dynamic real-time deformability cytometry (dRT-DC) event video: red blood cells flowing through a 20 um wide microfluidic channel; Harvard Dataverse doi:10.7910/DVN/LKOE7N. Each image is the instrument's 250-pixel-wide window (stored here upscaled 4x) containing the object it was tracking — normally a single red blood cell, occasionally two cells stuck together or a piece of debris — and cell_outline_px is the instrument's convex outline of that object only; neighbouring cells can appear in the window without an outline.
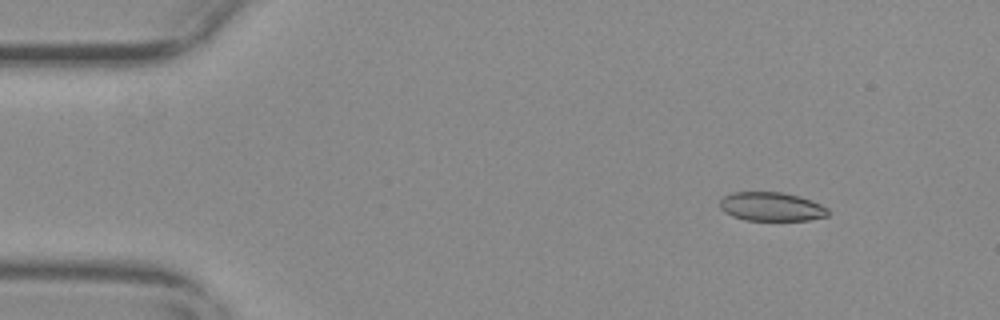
{"species": "common noctule bat (a hibernating species)", "species_latin": "Nyctalus noctula", "temperature_condition": "warm", "stored_images_in_passage": 57, "camera_frame_rate_fps": 3000, "um_per_image_px": 0.085, "animal": {"sex": "female", "body_mass_g": 29.2, "forearm_length_mm": 56.3}, "frame": {"image": 1, "passage_image": 7, "time_ms": 2.0, "image_size_px": [1000, 320], "cell_outline_px": [[828, 216], [808, 220], [744, 220], [732, 216], [724, 212], [720, 208], [720, 200], [724, 196], [732, 192], [784, 192], [800, 196], [812, 200], [828, 208]], "centroid_in_image_um": [65.57, 17.56], "position_along_channel_um": 19.4, "area_um2": 18.32}}
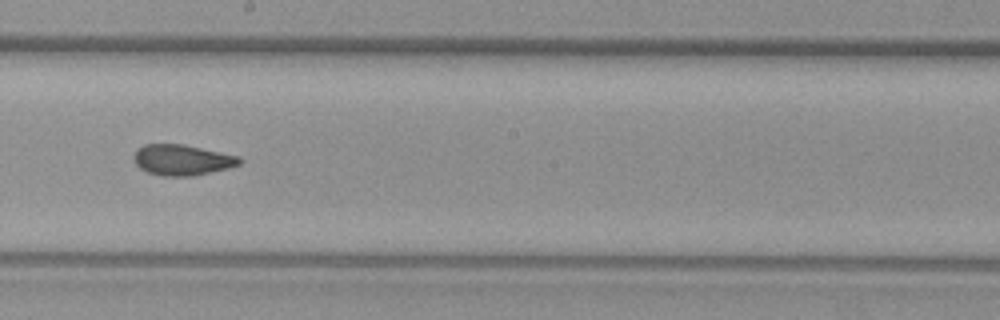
{"frame": {"image": 2, "passage_image": 32, "time_ms": 10.333, "image_size_px": [1000, 320], "cell_outline_px": [[244, 160], [240, 164], [228, 168], [192, 176], [164, 176], [148, 172], [140, 168], [132, 160], [132, 156], [136, 148], [144, 144], [184, 144], [240, 156]], "centroid_in_image_um": [15.46, 13.58], "position_along_channel_um": 232.7, "area_um2": 19.13}}
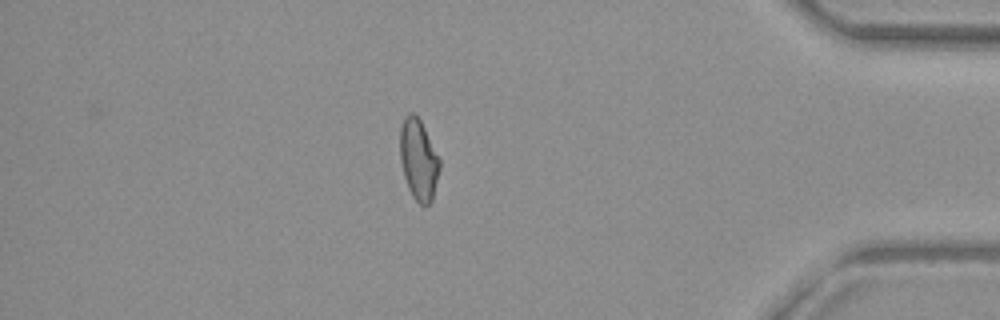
{"frame": {"image": 3, "passage_image": 49, "time_ms": 16.0, "image_size_px": [1000, 320], "cell_outline_px": [[440, 168], [432, 200], [424, 208], [412, 196], [408, 188], [404, 176], [400, 160], [400, 128], [404, 116], [408, 112], [412, 112], [420, 120], [440, 160]], "centroid_in_image_um": [35.56, 13.58], "position_along_channel_um": 399.6, "area_um2": 18.61}, "authors_computed_cell_mechanics": {"area_um2": 18.9584, "velocity_mm_per_s": 3.6694, "shape_relaxation_time_tau1_ms": null, "shape_relaxation_time_tau2_ms": 1.7353, "deformation_change_tau1": null, "deformation_change_tau2": 0.071}}